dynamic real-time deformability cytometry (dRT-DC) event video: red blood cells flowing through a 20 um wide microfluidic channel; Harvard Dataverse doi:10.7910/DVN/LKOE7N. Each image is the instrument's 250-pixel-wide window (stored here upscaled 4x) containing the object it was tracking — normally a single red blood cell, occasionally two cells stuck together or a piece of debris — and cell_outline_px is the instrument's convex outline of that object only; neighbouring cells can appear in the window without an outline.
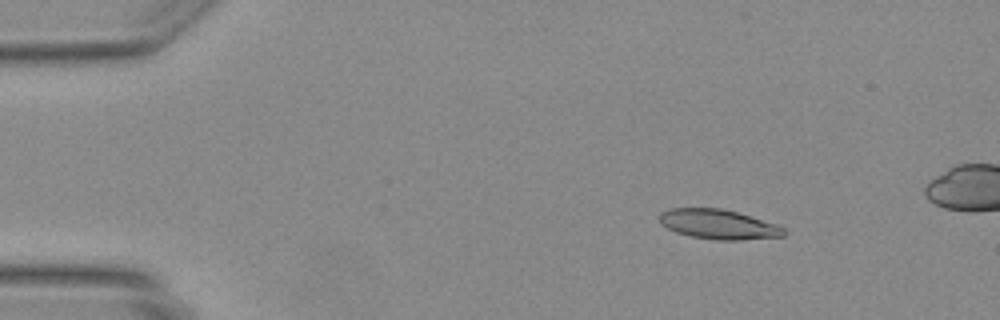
{"species": "Egyptian fruit bat (a non-hibernating species)", "species_latin": "Rousettus aegyptiacus", "temperature_condition": "warm", "stored_images_in_passage": 12, "camera_frame_rate_fps": 3000, "um_per_image_px": 0.085, "animal": {"sex": "female"}, "frame": {"image": 1, "passage_image": 7, "time_ms": 2.0, "image_size_px": [1000, 320], "cell_outline_px": [[784, 236], [740, 240], [716, 240], [692, 236], [676, 232], [660, 224], [660, 212], [672, 208], [720, 208], [736, 212], [776, 224], [784, 228]], "centroid_in_image_um": [61.04, 19.07], "position_along_channel_um": 24.0, "area_um2": 21.27}}